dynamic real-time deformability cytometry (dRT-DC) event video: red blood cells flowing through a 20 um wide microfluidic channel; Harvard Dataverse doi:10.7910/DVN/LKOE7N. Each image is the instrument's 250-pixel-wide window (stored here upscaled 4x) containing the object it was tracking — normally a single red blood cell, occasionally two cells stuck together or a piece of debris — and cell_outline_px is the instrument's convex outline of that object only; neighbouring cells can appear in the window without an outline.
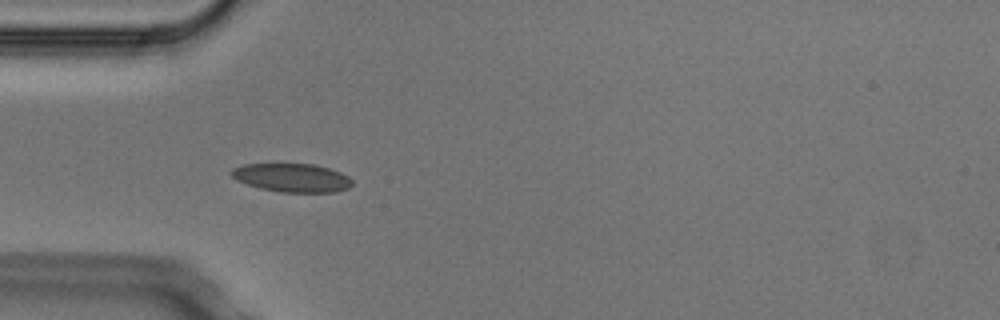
{"species": "Egyptian fruit bat (a non-hibernating species)", "species_latin": "Rousettus aegyptiacus", "temperature_condition": "cold", "stored_images_in_passage": 4, "camera_frame_rate_fps": 3000, "um_per_image_px": 0.085, "animal": {"sex": "male"}, "frame": {"image": 1, "passage_image": 4, "time_ms": 1.0, "image_size_px": [1000, 320], "cell_outline_px": [[352, 184], [348, 188], [336, 192], [280, 192], [260, 188], [236, 180], [228, 172], [232, 168], [244, 164], [312, 164], [328, 168], [340, 172], [348, 176], [352, 180]], "centroid_in_image_um": [24.8, 15.11], "position_along_channel_um": 60.2, "area_um2": 20.06}}